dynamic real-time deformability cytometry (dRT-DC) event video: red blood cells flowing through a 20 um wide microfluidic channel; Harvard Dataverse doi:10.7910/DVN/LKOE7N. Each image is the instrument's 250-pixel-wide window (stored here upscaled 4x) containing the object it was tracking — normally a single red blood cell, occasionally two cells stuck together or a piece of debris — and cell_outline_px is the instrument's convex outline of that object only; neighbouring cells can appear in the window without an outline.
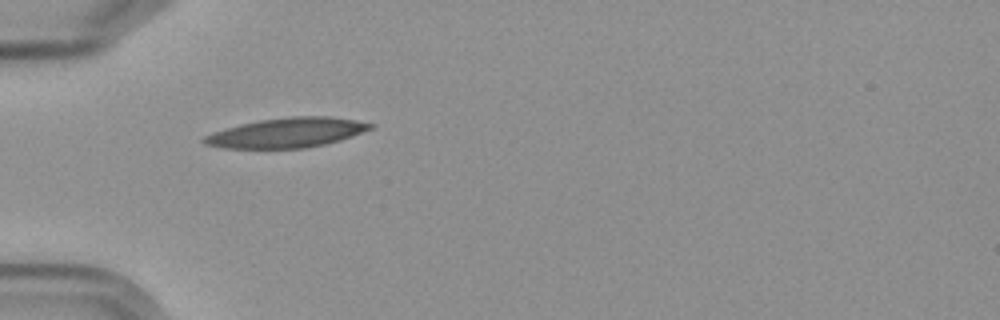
{"species": "Egyptian fruit bat (a non-hibernating species)", "species_latin": "Rousettus aegyptiacus", "temperature_condition": "cold", "stored_images_in_passage": 3, "camera_frame_rate_fps": 3000, "um_per_image_px": 0.085, "frame": {"image": 1, "passage_image": 1, "time_ms": 0.0, "image_size_px": [1000, 320], "cell_outline_px": [[376, 128], [340, 140], [324, 144], [304, 148], [220, 148], [204, 144], [200, 140], [204, 136], [212, 132], [224, 128], [240, 124], [260, 120], [288, 116], [332, 116], [356, 120], [376, 124]], "centroid_in_image_um": [24.39, 11.27], "position_along_channel_um": 60.6, "area_um2": 29.13}}
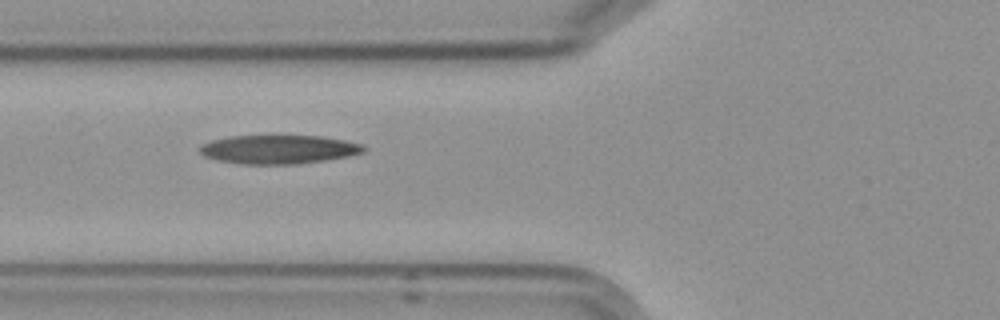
{"frame": {"image": 2, "passage_image": 2, "time_ms": 1.333, "image_size_px": [1000, 320], "cell_outline_px": [[368, 148], [364, 152], [348, 156], [324, 160], [296, 164], [244, 164], [216, 160], [204, 156], [196, 148], [200, 144], [212, 140], [228, 136], [324, 136], [364, 144]], "centroid_in_image_um": [23.67, 12.69], "position_along_channel_um": 102.1, "area_um2": 27.69}}